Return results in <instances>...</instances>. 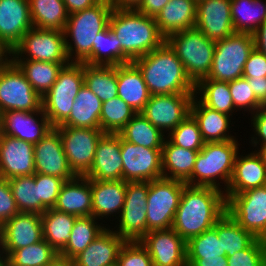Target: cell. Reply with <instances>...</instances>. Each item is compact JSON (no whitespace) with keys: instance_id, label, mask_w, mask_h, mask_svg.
Here are the masks:
<instances>
[{"instance_id":"1","label":"cell","mask_w":266,"mask_h":266,"mask_svg":"<svg viewBox=\"0 0 266 266\" xmlns=\"http://www.w3.org/2000/svg\"><path fill=\"white\" fill-rule=\"evenodd\" d=\"M226 213L224 192L212 188L185 185L172 229L186 242L215 226Z\"/></svg>"},{"instance_id":"2","label":"cell","mask_w":266,"mask_h":266,"mask_svg":"<svg viewBox=\"0 0 266 266\" xmlns=\"http://www.w3.org/2000/svg\"><path fill=\"white\" fill-rule=\"evenodd\" d=\"M132 62L139 68L150 95L195 94V84L166 41Z\"/></svg>"},{"instance_id":"3","label":"cell","mask_w":266,"mask_h":266,"mask_svg":"<svg viewBox=\"0 0 266 266\" xmlns=\"http://www.w3.org/2000/svg\"><path fill=\"white\" fill-rule=\"evenodd\" d=\"M109 27L121 42V64L145 56L166 41L155 18L136 9L113 8Z\"/></svg>"},{"instance_id":"4","label":"cell","mask_w":266,"mask_h":266,"mask_svg":"<svg viewBox=\"0 0 266 266\" xmlns=\"http://www.w3.org/2000/svg\"><path fill=\"white\" fill-rule=\"evenodd\" d=\"M113 12L110 0L68 16L63 30L66 54L70 62L85 63L92 56L97 34L109 26Z\"/></svg>"},{"instance_id":"5","label":"cell","mask_w":266,"mask_h":266,"mask_svg":"<svg viewBox=\"0 0 266 266\" xmlns=\"http://www.w3.org/2000/svg\"><path fill=\"white\" fill-rule=\"evenodd\" d=\"M238 140L206 142L197 155L191 177L185 183L225 192L233 173L236 156L242 151V144H239Z\"/></svg>"},{"instance_id":"6","label":"cell","mask_w":266,"mask_h":266,"mask_svg":"<svg viewBox=\"0 0 266 266\" xmlns=\"http://www.w3.org/2000/svg\"><path fill=\"white\" fill-rule=\"evenodd\" d=\"M166 42L175 51L187 75L195 85L208 77L216 41L208 39L194 27L170 35Z\"/></svg>"},{"instance_id":"7","label":"cell","mask_w":266,"mask_h":266,"mask_svg":"<svg viewBox=\"0 0 266 266\" xmlns=\"http://www.w3.org/2000/svg\"><path fill=\"white\" fill-rule=\"evenodd\" d=\"M84 85V63L70 62L58 74L50 90L42 97V108L53 128L70 116L74 100Z\"/></svg>"},{"instance_id":"8","label":"cell","mask_w":266,"mask_h":266,"mask_svg":"<svg viewBox=\"0 0 266 266\" xmlns=\"http://www.w3.org/2000/svg\"><path fill=\"white\" fill-rule=\"evenodd\" d=\"M254 50L252 34L237 33L216 41L212 67L207 79L229 82L243 77V70Z\"/></svg>"},{"instance_id":"9","label":"cell","mask_w":266,"mask_h":266,"mask_svg":"<svg viewBox=\"0 0 266 266\" xmlns=\"http://www.w3.org/2000/svg\"><path fill=\"white\" fill-rule=\"evenodd\" d=\"M185 185V182L163 177L149 181L146 207L148 232L172 228Z\"/></svg>"},{"instance_id":"10","label":"cell","mask_w":266,"mask_h":266,"mask_svg":"<svg viewBox=\"0 0 266 266\" xmlns=\"http://www.w3.org/2000/svg\"><path fill=\"white\" fill-rule=\"evenodd\" d=\"M12 60L70 63L64 33L59 30L31 28L12 50Z\"/></svg>"},{"instance_id":"11","label":"cell","mask_w":266,"mask_h":266,"mask_svg":"<svg viewBox=\"0 0 266 266\" xmlns=\"http://www.w3.org/2000/svg\"><path fill=\"white\" fill-rule=\"evenodd\" d=\"M149 182H127L122 212L110 228L125 241H140L147 233Z\"/></svg>"},{"instance_id":"12","label":"cell","mask_w":266,"mask_h":266,"mask_svg":"<svg viewBox=\"0 0 266 266\" xmlns=\"http://www.w3.org/2000/svg\"><path fill=\"white\" fill-rule=\"evenodd\" d=\"M41 107L42 97L12 60L0 69V114L13 110L34 112Z\"/></svg>"},{"instance_id":"13","label":"cell","mask_w":266,"mask_h":266,"mask_svg":"<svg viewBox=\"0 0 266 266\" xmlns=\"http://www.w3.org/2000/svg\"><path fill=\"white\" fill-rule=\"evenodd\" d=\"M226 212L256 238L266 240V185L231 195Z\"/></svg>"},{"instance_id":"14","label":"cell","mask_w":266,"mask_h":266,"mask_svg":"<svg viewBox=\"0 0 266 266\" xmlns=\"http://www.w3.org/2000/svg\"><path fill=\"white\" fill-rule=\"evenodd\" d=\"M63 151L70 169L76 176H85L91 169L98 141L104 132L100 128L58 126Z\"/></svg>"},{"instance_id":"15","label":"cell","mask_w":266,"mask_h":266,"mask_svg":"<svg viewBox=\"0 0 266 266\" xmlns=\"http://www.w3.org/2000/svg\"><path fill=\"white\" fill-rule=\"evenodd\" d=\"M194 94L150 95L140 112L152 125L168 135L187 116Z\"/></svg>"},{"instance_id":"16","label":"cell","mask_w":266,"mask_h":266,"mask_svg":"<svg viewBox=\"0 0 266 266\" xmlns=\"http://www.w3.org/2000/svg\"><path fill=\"white\" fill-rule=\"evenodd\" d=\"M123 181L149 182L162 178V149L129 143L121 138Z\"/></svg>"},{"instance_id":"17","label":"cell","mask_w":266,"mask_h":266,"mask_svg":"<svg viewBox=\"0 0 266 266\" xmlns=\"http://www.w3.org/2000/svg\"><path fill=\"white\" fill-rule=\"evenodd\" d=\"M43 240L41 214L20 212L0 227V248L6 259L13 251Z\"/></svg>"},{"instance_id":"18","label":"cell","mask_w":266,"mask_h":266,"mask_svg":"<svg viewBox=\"0 0 266 266\" xmlns=\"http://www.w3.org/2000/svg\"><path fill=\"white\" fill-rule=\"evenodd\" d=\"M43 108L38 111H5L0 114V133L35 145L52 129Z\"/></svg>"},{"instance_id":"19","label":"cell","mask_w":266,"mask_h":266,"mask_svg":"<svg viewBox=\"0 0 266 266\" xmlns=\"http://www.w3.org/2000/svg\"><path fill=\"white\" fill-rule=\"evenodd\" d=\"M140 243L151 256L153 266H187L186 241L172 228L149 231Z\"/></svg>"},{"instance_id":"20","label":"cell","mask_w":266,"mask_h":266,"mask_svg":"<svg viewBox=\"0 0 266 266\" xmlns=\"http://www.w3.org/2000/svg\"><path fill=\"white\" fill-rule=\"evenodd\" d=\"M35 173L56 176L64 181L76 177L63 151L60 133L52 128L34 145Z\"/></svg>"},{"instance_id":"21","label":"cell","mask_w":266,"mask_h":266,"mask_svg":"<svg viewBox=\"0 0 266 266\" xmlns=\"http://www.w3.org/2000/svg\"><path fill=\"white\" fill-rule=\"evenodd\" d=\"M90 185L92 191V216L105 226H112L122 212L127 182L123 180L98 181L90 179ZM106 221L109 222L107 223Z\"/></svg>"},{"instance_id":"22","label":"cell","mask_w":266,"mask_h":266,"mask_svg":"<svg viewBox=\"0 0 266 266\" xmlns=\"http://www.w3.org/2000/svg\"><path fill=\"white\" fill-rule=\"evenodd\" d=\"M195 28L213 41L222 40L234 34L231 0L197 1Z\"/></svg>"},{"instance_id":"23","label":"cell","mask_w":266,"mask_h":266,"mask_svg":"<svg viewBox=\"0 0 266 266\" xmlns=\"http://www.w3.org/2000/svg\"><path fill=\"white\" fill-rule=\"evenodd\" d=\"M34 173V145L0 133V176L8 180Z\"/></svg>"},{"instance_id":"24","label":"cell","mask_w":266,"mask_h":266,"mask_svg":"<svg viewBox=\"0 0 266 266\" xmlns=\"http://www.w3.org/2000/svg\"><path fill=\"white\" fill-rule=\"evenodd\" d=\"M85 177L98 181L123 180L121 136L118 133L103 134L96 146L93 165Z\"/></svg>"},{"instance_id":"25","label":"cell","mask_w":266,"mask_h":266,"mask_svg":"<svg viewBox=\"0 0 266 266\" xmlns=\"http://www.w3.org/2000/svg\"><path fill=\"white\" fill-rule=\"evenodd\" d=\"M33 27L29 0H0V42L9 50Z\"/></svg>"},{"instance_id":"26","label":"cell","mask_w":266,"mask_h":266,"mask_svg":"<svg viewBox=\"0 0 266 266\" xmlns=\"http://www.w3.org/2000/svg\"><path fill=\"white\" fill-rule=\"evenodd\" d=\"M250 150L248 154L243 151L240 154L239 151L236 156L233 173L224 192L226 200L231 195L266 185V166L260 155L255 150Z\"/></svg>"},{"instance_id":"27","label":"cell","mask_w":266,"mask_h":266,"mask_svg":"<svg viewBox=\"0 0 266 266\" xmlns=\"http://www.w3.org/2000/svg\"><path fill=\"white\" fill-rule=\"evenodd\" d=\"M190 114L197 121L205 142H224L240 138L236 134L238 132H233L235 128L232 127L236 125L231 116L208 108L195 96L191 102Z\"/></svg>"},{"instance_id":"28","label":"cell","mask_w":266,"mask_h":266,"mask_svg":"<svg viewBox=\"0 0 266 266\" xmlns=\"http://www.w3.org/2000/svg\"><path fill=\"white\" fill-rule=\"evenodd\" d=\"M125 243L110 227H107L91 244L73 260L75 266H114Z\"/></svg>"},{"instance_id":"29","label":"cell","mask_w":266,"mask_h":266,"mask_svg":"<svg viewBox=\"0 0 266 266\" xmlns=\"http://www.w3.org/2000/svg\"><path fill=\"white\" fill-rule=\"evenodd\" d=\"M53 208L77 217L92 216L90 179L85 176H76L65 181Z\"/></svg>"},{"instance_id":"30","label":"cell","mask_w":266,"mask_h":266,"mask_svg":"<svg viewBox=\"0 0 266 266\" xmlns=\"http://www.w3.org/2000/svg\"><path fill=\"white\" fill-rule=\"evenodd\" d=\"M196 12V0H170L155 17L159 32L167 39L174 33L194 28Z\"/></svg>"},{"instance_id":"31","label":"cell","mask_w":266,"mask_h":266,"mask_svg":"<svg viewBox=\"0 0 266 266\" xmlns=\"http://www.w3.org/2000/svg\"><path fill=\"white\" fill-rule=\"evenodd\" d=\"M118 97L136 113L141 112L149 101L150 93L139 68L133 63L117 66Z\"/></svg>"},{"instance_id":"32","label":"cell","mask_w":266,"mask_h":266,"mask_svg":"<svg viewBox=\"0 0 266 266\" xmlns=\"http://www.w3.org/2000/svg\"><path fill=\"white\" fill-rule=\"evenodd\" d=\"M198 153L174 145L166 137L162 147V177L186 182L192 175Z\"/></svg>"},{"instance_id":"33","label":"cell","mask_w":266,"mask_h":266,"mask_svg":"<svg viewBox=\"0 0 266 266\" xmlns=\"http://www.w3.org/2000/svg\"><path fill=\"white\" fill-rule=\"evenodd\" d=\"M102 101L83 85L74 100L69 118L61 126L100 128Z\"/></svg>"},{"instance_id":"34","label":"cell","mask_w":266,"mask_h":266,"mask_svg":"<svg viewBox=\"0 0 266 266\" xmlns=\"http://www.w3.org/2000/svg\"><path fill=\"white\" fill-rule=\"evenodd\" d=\"M194 96L208 108L236 119L234 115L238 111L234 107L228 82L204 78L195 85Z\"/></svg>"},{"instance_id":"35","label":"cell","mask_w":266,"mask_h":266,"mask_svg":"<svg viewBox=\"0 0 266 266\" xmlns=\"http://www.w3.org/2000/svg\"><path fill=\"white\" fill-rule=\"evenodd\" d=\"M77 216L60 212L54 208L41 214L43 239L60 253L71 237V231Z\"/></svg>"},{"instance_id":"36","label":"cell","mask_w":266,"mask_h":266,"mask_svg":"<svg viewBox=\"0 0 266 266\" xmlns=\"http://www.w3.org/2000/svg\"><path fill=\"white\" fill-rule=\"evenodd\" d=\"M24 73L32 88L41 96L50 90L61 69L69 63H54L35 60H12Z\"/></svg>"},{"instance_id":"37","label":"cell","mask_w":266,"mask_h":266,"mask_svg":"<svg viewBox=\"0 0 266 266\" xmlns=\"http://www.w3.org/2000/svg\"><path fill=\"white\" fill-rule=\"evenodd\" d=\"M234 31L253 34L266 21V0H231Z\"/></svg>"},{"instance_id":"38","label":"cell","mask_w":266,"mask_h":266,"mask_svg":"<svg viewBox=\"0 0 266 266\" xmlns=\"http://www.w3.org/2000/svg\"><path fill=\"white\" fill-rule=\"evenodd\" d=\"M118 134L129 143L153 149H162L167 137L140 112L136 113Z\"/></svg>"},{"instance_id":"39","label":"cell","mask_w":266,"mask_h":266,"mask_svg":"<svg viewBox=\"0 0 266 266\" xmlns=\"http://www.w3.org/2000/svg\"><path fill=\"white\" fill-rule=\"evenodd\" d=\"M29 4L35 28L63 32L69 16L63 0H29Z\"/></svg>"},{"instance_id":"40","label":"cell","mask_w":266,"mask_h":266,"mask_svg":"<svg viewBox=\"0 0 266 266\" xmlns=\"http://www.w3.org/2000/svg\"><path fill=\"white\" fill-rule=\"evenodd\" d=\"M219 236L222 253L233 256L234 253L248 248L257 238L241 227L227 212L213 227Z\"/></svg>"},{"instance_id":"41","label":"cell","mask_w":266,"mask_h":266,"mask_svg":"<svg viewBox=\"0 0 266 266\" xmlns=\"http://www.w3.org/2000/svg\"><path fill=\"white\" fill-rule=\"evenodd\" d=\"M84 85L102 103L117 97V66L88 65L84 63Z\"/></svg>"},{"instance_id":"42","label":"cell","mask_w":266,"mask_h":266,"mask_svg":"<svg viewBox=\"0 0 266 266\" xmlns=\"http://www.w3.org/2000/svg\"><path fill=\"white\" fill-rule=\"evenodd\" d=\"M98 221L93 216L77 217L70 240L59 254L73 259L84 251L107 228L101 221Z\"/></svg>"},{"instance_id":"43","label":"cell","mask_w":266,"mask_h":266,"mask_svg":"<svg viewBox=\"0 0 266 266\" xmlns=\"http://www.w3.org/2000/svg\"><path fill=\"white\" fill-rule=\"evenodd\" d=\"M13 197L19 212L43 214L46 210L39 204L38 186L35 184V173L16 176L8 179Z\"/></svg>"},{"instance_id":"44","label":"cell","mask_w":266,"mask_h":266,"mask_svg":"<svg viewBox=\"0 0 266 266\" xmlns=\"http://www.w3.org/2000/svg\"><path fill=\"white\" fill-rule=\"evenodd\" d=\"M92 46V56L85 62L88 65L118 66L121 65V42L108 26L97 34Z\"/></svg>"},{"instance_id":"45","label":"cell","mask_w":266,"mask_h":266,"mask_svg":"<svg viewBox=\"0 0 266 266\" xmlns=\"http://www.w3.org/2000/svg\"><path fill=\"white\" fill-rule=\"evenodd\" d=\"M59 253L46 241L13 251L6 259L9 266H47Z\"/></svg>"},{"instance_id":"46","label":"cell","mask_w":266,"mask_h":266,"mask_svg":"<svg viewBox=\"0 0 266 266\" xmlns=\"http://www.w3.org/2000/svg\"><path fill=\"white\" fill-rule=\"evenodd\" d=\"M135 114L126 102L114 97L102 103L100 129L104 133H119Z\"/></svg>"},{"instance_id":"47","label":"cell","mask_w":266,"mask_h":266,"mask_svg":"<svg viewBox=\"0 0 266 266\" xmlns=\"http://www.w3.org/2000/svg\"><path fill=\"white\" fill-rule=\"evenodd\" d=\"M187 259H203L205 257L226 256L222 253V245L214 228L190 238L186 242Z\"/></svg>"},{"instance_id":"48","label":"cell","mask_w":266,"mask_h":266,"mask_svg":"<svg viewBox=\"0 0 266 266\" xmlns=\"http://www.w3.org/2000/svg\"><path fill=\"white\" fill-rule=\"evenodd\" d=\"M167 138L179 147L200 151L205 145V141L199 129V125L190 114L175 129H173Z\"/></svg>"},{"instance_id":"49","label":"cell","mask_w":266,"mask_h":266,"mask_svg":"<svg viewBox=\"0 0 266 266\" xmlns=\"http://www.w3.org/2000/svg\"><path fill=\"white\" fill-rule=\"evenodd\" d=\"M235 109L243 114V117L255 113L264 106L255 96L247 78L241 77L228 82ZM242 111V112H241ZM247 112V113H246ZM247 115H246V114Z\"/></svg>"},{"instance_id":"50","label":"cell","mask_w":266,"mask_h":266,"mask_svg":"<svg viewBox=\"0 0 266 266\" xmlns=\"http://www.w3.org/2000/svg\"><path fill=\"white\" fill-rule=\"evenodd\" d=\"M226 257L228 266H266V240L257 238L248 248Z\"/></svg>"},{"instance_id":"51","label":"cell","mask_w":266,"mask_h":266,"mask_svg":"<svg viewBox=\"0 0 266 266\" xmlns=\"http://www.w3.org/2000/svg\"><path fill=\"white\" fill-rule=\"evenodd\" d=\"M65 181L56 176L35 173V184L38 186L39 204L45 209L56 204L60 189Z\"/></svg>"},{"instance_id":"52","label":"cell","mask_w":266,"mask_h":266,"mask_svg":"<svg viewBox=\"0 0 266 266\" xmlns=\"http://www.w3.org/2000/svg\"><path fill=\"white\" fill-rule=\"evenodd\" d=\"M117 266H153V261L140 241H125L117 259Z\"/></svg>"},{"instance_id":"53","label":"cell","mask_w":266,"mask_h":266,"mask_svg":"<svg viewBox=\"0 0 266 266\" xmlns=\"http://www.w3.org/2000/svg\"><path fill=\"white\" fill-rule=\"evenodd\" d=\"M248 121V125L251 123L249 133L252 131V134L244 140H250V144H248L250 146L247 149L256 150L260 145L266 144V106L260 107L255 113L251 114Z\"/></svg>"},{"instance_id":"54","label":"cell","mask_w":266,"mask_h":266,"mask_svg":"<svg viewBox=\"0 0 266 266\" xmlns=\"http://www.w3.org/2000/svg\"><path fill=\"white\" fill-rule=\"evenodd\" d=\"M20 213L11 192L8 180L0 176V227L14 215Z\"/></svg>"},{"instance_id":"55","label":"cell","mask_w":266,"mask_h":266,"mask_svg":"<svg viewBox=\"0 0 266 266\" xmlns=\"http://www.w3.org/2000/svg\"><path fill=\"white\" fill-rule=\"evenodd\" d=\"M244 78L266 77V55L260 53L255 48L247 59L244 70Z\"/></svg>"},{"instance_id":"56","label":"cell","mask_w":266,"mask_h":266,"mask_svg":"<svg viewBox=\"0 0 266 266\" xmlns=\"http://www.w3.org/2000/svg\"><path fill=\"white\" fill-rule=\"evenodd\" d=\"M169 1L170 0H142L141 4L136 10L147 16L155 18Z\"/></svg>"},{"instance_id":"57","label":"cell","mask_w":266,"mask_h":266,"mask_svg":"<svg viewBox=\"0 0 266 266\" xmlns=\"http://www.w3.org/2000/svg\"><path fill=\"white\" fill-rule=\"evenodd\" d=\"M256 98L266 106V77L247 78Z\"/></svg>"},{"instance_id":"58","label":"cell","mask_w":266,"mask_h":266,"mask_svg":"<svg viewBox=\"0 0 266 266\" xmlns=\"http://www.w3.org/2000/svg\"><path fill=\"white\" fill-rule=\"evenodd\" d=\"M100 1L101 0H63L68 15L93 7Z\"/></svg>"},{"instance_id":"59","label":"cell","mask_w":266,"mask_h":266,"mask_svg":"<svg viewBox=\"0 0 266 266\" xmlns=\"http://www.w3.org/2000/svg\"><path fill=\"white\" fill-rule=\"evenodd\" d=\"M187 266H228L226 256L187 259Z\"/></svg>"},{"instance_id":"60","label":"cell","mask_w":266,"mask_h":266,"mask_svg":"<svg viewBox=\"0 0 266 266\" xmlns=\"http://www.w3.org/2000/svg\"><path fill=\"white\" fill-rule=\"evenodd\" d=\"M252 35L254 39V48L266 55V21L263 22Z\"/></svg>"},{"instance_id":"61","label":"cell","mask_w":266,"mask_h":266,"mask_svg":"<svg viewBox=\"0 0 266 266\" xmlns=\"http://www.w3.org/2000/svg\"><path fill=\"white\" fill-rule=\"evenodd\" d=\"M142 0H110L115 9H137Z\"/></svg>"},{"instance_id":"62","label":"cell","mask_w":266,"mask_h":266,"mask_svg":"<svg viewBox=\"0 0 266 266\" xmlns=\"http://www.w3.org/2000/svg\"><path fill=\"white\" fill-rule=\"evenodd\" d=\"M12 60V51L0 42V69L5 67Z\"/></svg>"},{"instance_id":"63","label":"cell","mask_w":266,"mask_h":266,"mask_svg":"<svg viewBox=\"0 0 266 266\" xmlns=\"http://www.w3.org/2000/svg\"><path fill=\"white\" fill-rule=\"evenodd\" d=\"M47 266H75L72 258L58 254Z\"/></svg>"},{"instance_id":"64","label":"cell","mask_w":266,"mask_h":266,"mask_svg":"<svg viewBox=\"0 0 266 266\" xmlns=\"http://www.w3.org/2000/svg\"><path fill=\"white\" fill-rule=\"evenodd\" d=\"M255 151L260 155L264 165L266 166V144L260 145Z\"/></svg>"},{"instance_id":"65","label":"cell","mask_w":266,"mask_h":266,"mask_svg":"<svg viewBox=\"0 0 266 266\" xmlns=\"http://www.w3.org/2000/svg\"><path fill=\"white\" fill-rule=\"evenodd\" d=\"M4 263H5V258H4L3 252L0 248V266H2Z\"/></svg>"}]
</instances>
